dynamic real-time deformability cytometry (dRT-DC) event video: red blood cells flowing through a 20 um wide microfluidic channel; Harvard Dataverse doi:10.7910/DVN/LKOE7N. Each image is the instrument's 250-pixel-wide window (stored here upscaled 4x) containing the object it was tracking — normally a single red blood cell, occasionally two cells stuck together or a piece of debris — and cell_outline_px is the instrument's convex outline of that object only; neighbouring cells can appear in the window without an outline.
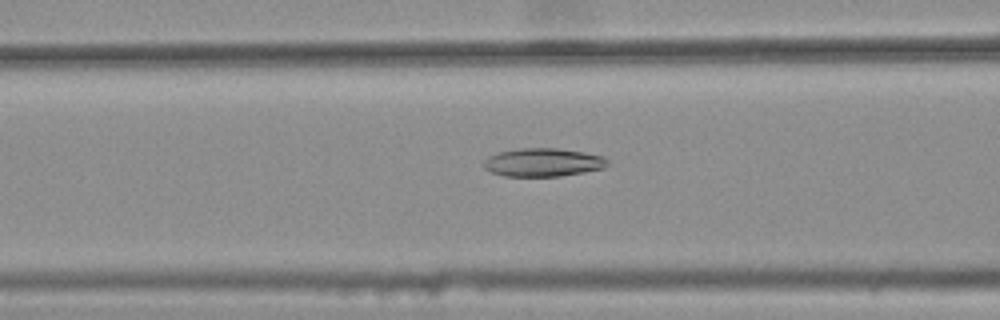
{"species": "common noctule bat (a hibernating species)", "species_latin": "Nyctalus noctula", "temperature_condition": "warm", "stored_images_in_passage": 39, "camera_frame_rate_fps": 3000, "um_per_image_px": 0.085, "animal": {"sex": "female", "body_mass_g": 25.1}, "frame": {"image": 1, "passage_image": 13, "time_ms": 4.0, "image_size_px": [1000, 320], "cell_outline_px": [[608, 164], [604, 168], [584, 172], [560, 176], [504, 176], [492, 172], [484, 168], [480, 164], [488, 156], [496, 152], [520, 148], [556, 148], [584, 152], [604, 156], [608, 160]], "centroid_in_image_um": [46.12, 13.79], "position_along_channel_um": 120.5, "area_um2": 20.63}}
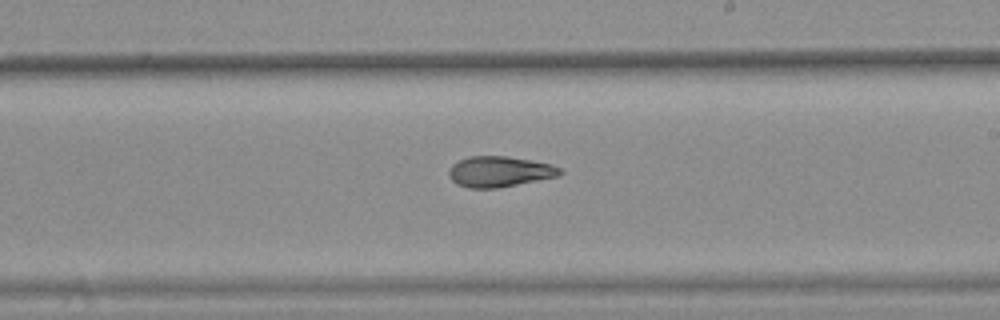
{"frame": {"image": 2, "passage_image": 23, "time_ms": 7.333, "image_size_px": [1000, 320], "cell_outline_px": [[564, 172], [556, 176], [496, 188], [468, 188], [456, 184], [448, 176], [448, 172], [452, 164], [468, 156], [508, 156], [532, 160], [552, 164], [560, 168]], "centroid_in_image_um": [42.42, 14.57], "position_along_channel_um": 246.6, "area_um2": 19.77}}
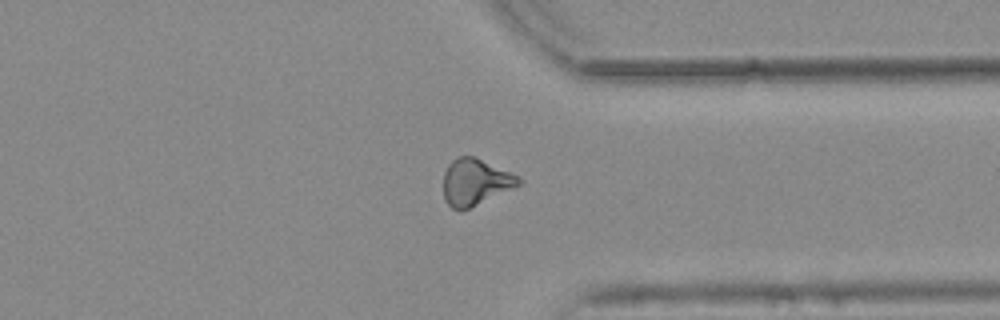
{"frame": {"image": 3, "passage_image": 33, "time_ms": 10.667, "image_size_px": [1000, 320], "cell_outline_px": [[524, 180], [520, 184], [460, 212], [452, 208], [448, 204], [444, 196], [444, 172], [448, 164], [452, 160], [460, 156], [476, 156], [520, 176]], "centroid_in_image_um": [40.4, 15.45], "position_along_channel_um": 371.0, "area_um2": 20.35}, "authors_computed_cell_mechanics": {"area_um2": 19.9988, "velocity_mm_per_s": 3.7841, "shape_relaxation_time_tau1_ms": null, "shape_relaxation_time_tau2_ms": 4.5031, "deformation_change_tau1": null, "deformation_change_tau2": 0.1206}}